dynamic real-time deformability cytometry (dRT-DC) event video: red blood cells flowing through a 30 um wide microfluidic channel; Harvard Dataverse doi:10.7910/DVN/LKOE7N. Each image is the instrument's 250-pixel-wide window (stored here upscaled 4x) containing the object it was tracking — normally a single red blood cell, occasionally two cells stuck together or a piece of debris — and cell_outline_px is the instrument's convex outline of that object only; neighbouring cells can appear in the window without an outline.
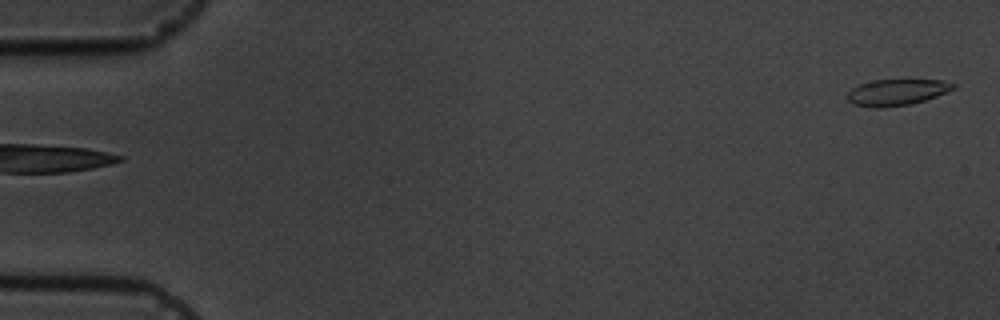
{"species": "common noctule bat (a hibernating species)", "species_latin": "Nyctalus noctula", "temperature_condition": "cold", "stored_images_in_passage": 2, "segment_of_instrument_passage": [2, 2], "camera_frame_rate_fps": 3000, "um_per_image_px": 0.085, "animal": {"sex": "male", "body_mass_g": 19.5, "forearm_length_mm": 54.6}, "frame": {"image": 1, "passage_image": 2, "time_ms": 1.333, "image_size_px": [1000, 320], "cell_outline_px": [[956, 88], [936, 96], [912, 104], [880, 108], [872, 108], [852, 104], [848, 100], [848, 92], [852, 88], [860, 84], [872, 80], [944, 80], [956, 84]], "centroid_in_image_um": [76.22, 7.85], "position_along_channel_um": 8.8, "area_um2": 16.24}}